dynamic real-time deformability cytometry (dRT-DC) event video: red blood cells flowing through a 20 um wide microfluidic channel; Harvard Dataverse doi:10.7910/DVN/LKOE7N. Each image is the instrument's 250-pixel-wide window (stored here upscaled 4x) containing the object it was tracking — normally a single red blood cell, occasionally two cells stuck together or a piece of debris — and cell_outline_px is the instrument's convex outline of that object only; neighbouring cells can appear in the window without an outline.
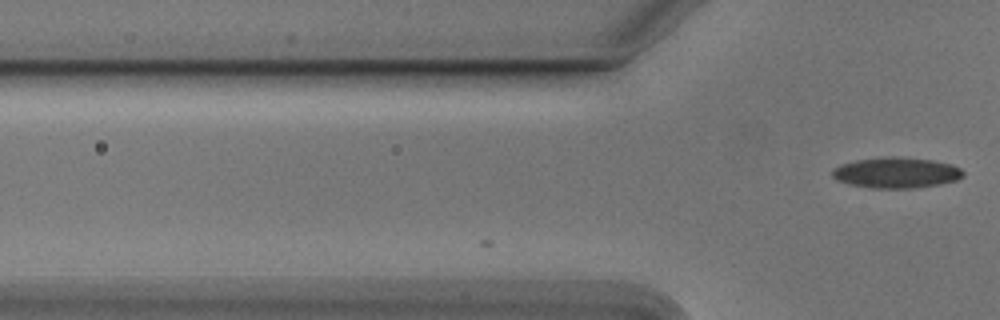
{"species": "Egyptian fruit bat (a non-hibernating species)", "species_latin": "Rousettus aegyptiacus", "temperature_condition": "cold", "stored_images_in_passage": 2, "camera_frame_rate_fps": 3000, "um_per_image_px": 0.085, "animal": {"sex": "male"}, "frame": {"image": 1, "passage_image": 2, "time_ms": 0.333, "image_size_px": [1000, 320], "cell_outline_px": [[964, 176], [956, 180], [940, 184], [912, 188], [872, 188], [852, 184], [836, 180], [832, 176], [832, 168], [840, 164], [856, 160], [892, 156], [896, 156], [932, 160], [952, 164], [960, 168], [964, 172]], "centroid_in_image_um": [76.19, 14.67], "position_along_channel_um": 49.6, "area_um2": 23.41}}